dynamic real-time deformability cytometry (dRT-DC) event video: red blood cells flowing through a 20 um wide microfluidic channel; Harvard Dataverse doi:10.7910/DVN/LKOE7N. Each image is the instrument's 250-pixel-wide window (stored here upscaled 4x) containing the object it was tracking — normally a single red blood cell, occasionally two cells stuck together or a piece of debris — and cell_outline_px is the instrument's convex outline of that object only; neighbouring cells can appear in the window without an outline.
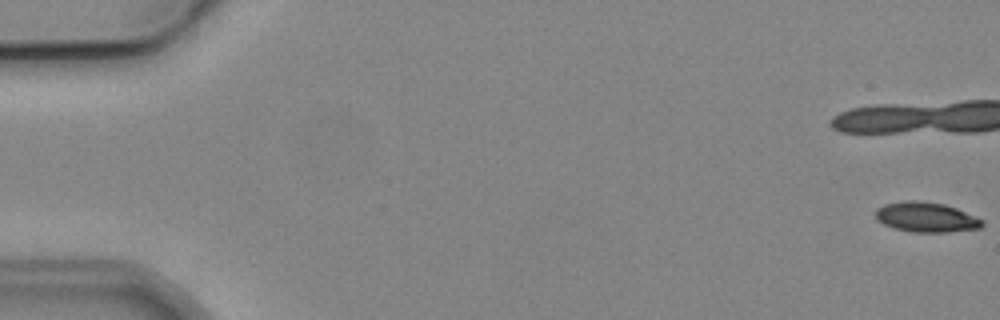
{"species": "common noctule bat (a hibernating species)", "species_latin": "Nyctalus noctula", "temperature_condition": "cold", "stored_images_in_passage": 11, "camera_frame_rate_fps": 3000, "um_per_image_px": 0.085, "animal": {"sex": "male", "body_mass_g": 19.2, "forearm_length_mm": 51.8}, "frame": {"image": 1, "passage_image": 1, "time_ms": 0.0, "image_size_px": [1000, 320], "cell_outline_px": [[984, 224], [980, 228], [948, 232], [912, 232], [896, 228], [884, 224], [876, 220], [876, 208], [884, 204], [904, 200], [920, 200], [944, 204], [956, 208], [984, 220]], "centroid_in_image_um": [78.72, 18.45], "position_along_channel_um": 6.3, "area_um2": 18.67}}